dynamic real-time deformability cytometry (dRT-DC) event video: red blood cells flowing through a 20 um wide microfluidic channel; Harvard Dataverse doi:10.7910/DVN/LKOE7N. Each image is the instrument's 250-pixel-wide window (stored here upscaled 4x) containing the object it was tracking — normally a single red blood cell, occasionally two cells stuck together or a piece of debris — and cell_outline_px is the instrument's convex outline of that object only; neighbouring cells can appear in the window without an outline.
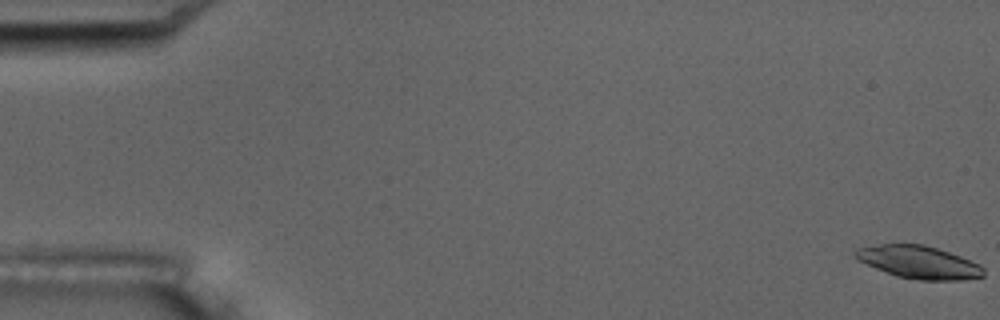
{"species": "common noctule bat (a hibernating species)", "species_latin": "Nyctalus noctula", "temperature_condition": "room temperature", "stored_images_in_passage": 6, "camera_frame_rate_fps": 3000, "um_per_image_px": 0.085, "animal": {"sex": "male", "body_mass_g": 17.5, "forearm_length_mm": 52.3}, "frame": {"image": 1, "passage_image": 1, "time_ms": 0.0, "image_size_px": [1000, 320], "cell_outline_px": [[984, 276], [964, 280], [920, 280], [896, 276], [856, 260], [852, 252], [856, 248], [880, 244], [924, 244], [960, 256], [980, 264], [984, 268]], "centroid_in_image_um": [78.08, 22.28], "position_along_channel_um": 6.9, "area_um2": 24.51}}